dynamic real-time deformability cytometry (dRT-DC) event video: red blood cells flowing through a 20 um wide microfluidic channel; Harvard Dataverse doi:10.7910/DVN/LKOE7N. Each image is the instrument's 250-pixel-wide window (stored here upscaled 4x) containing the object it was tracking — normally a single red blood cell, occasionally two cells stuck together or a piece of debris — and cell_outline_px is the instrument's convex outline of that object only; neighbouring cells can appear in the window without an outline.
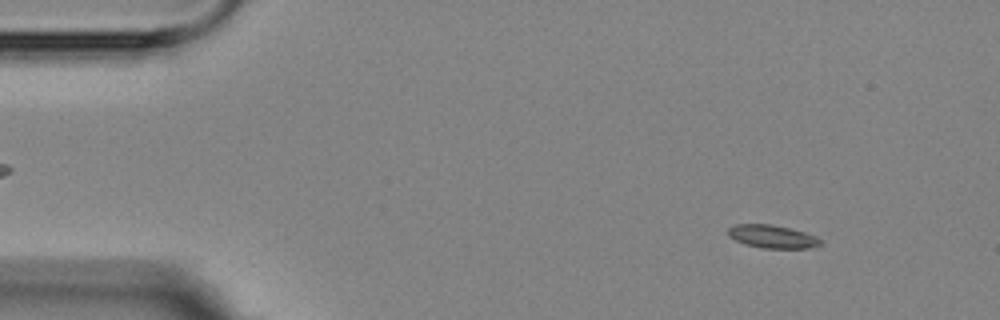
{"species": "Egyptian fruit bat (a non-hibernating species)", "species_latin": "Rousettus aegyptiacus", "temperature_condition": "room temperature", "stored_images_in_passage": 4, "camera_frame_rate_fps": 3000, "um_per_image_px": 0.085, "animal": {"sex": "female"}, "frame": {"image": 1, "passage_image": 4, "time_ms": 4.667, "image_size_px": [1000, 320], "cell_outline_px": [[824, 244], [812, 248], [760, 248], [744, 244], [728, 236], [728, 228], [736, 224], [772, 224], [804, 232], [816, 236]], "centroid_in_image_um": [65.65, 20.11], "position_along_channel_um": 19.3, "area_um2": 12.48}}